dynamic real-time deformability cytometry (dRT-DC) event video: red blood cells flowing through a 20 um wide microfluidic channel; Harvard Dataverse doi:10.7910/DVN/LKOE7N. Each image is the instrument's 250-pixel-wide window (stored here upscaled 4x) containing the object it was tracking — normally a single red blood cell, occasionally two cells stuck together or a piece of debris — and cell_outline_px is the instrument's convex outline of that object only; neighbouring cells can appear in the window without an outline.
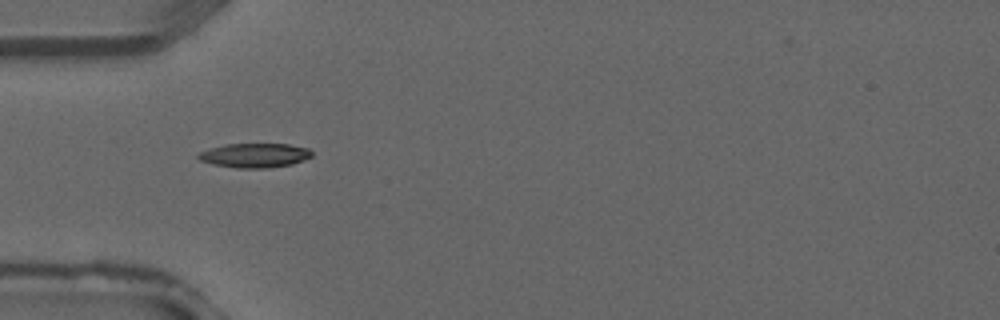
{"species": "common noctule bat (a hibernating species)", "species_latin": "Nyctalus noctula", "temperature_condition": "warm", "stored_images_in_passage": 27, "camera_frame_rate_fps": 3000, "um_per_image_px": 0.085, "animal": {"sex": "male", "forearm_length_mm": 52.5}, "frame": {"image": 1, "passage_image": 1, "time_ms": 0.0, "image_size_px": [1000, 320], "cell_outline_px": [[312, 156], [304, 160], [292, 164], [268, 168], [236, 168], [212, 164], [200, 160], [196, 156], [200, 152], [208, 148], [224, 144], [288, 144], [308, 148], [312, 152]], "centroid_in_image_um": [21.63, 13.2], "position_along_channel_um": 63.4, "area_um2": 16.18}}
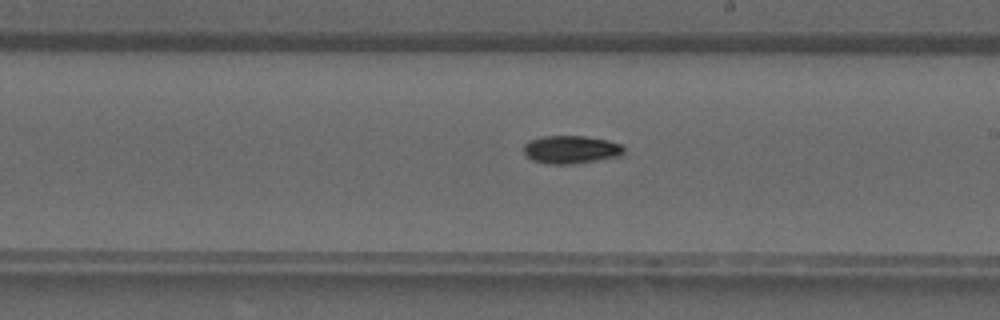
{"frame": {"image": 2, "passage_image": 11, "time_ms": 3.333, "image_size_px": [1000, 320], "cell_outline_px": [[624, 156], [568, 164], [548, 164], [532, 160], [524, 152], [524, 144], [532, 140], [544, 136], [584, 136], [608, 140], [620, 144], [624, 148]], "centroid_in_image_um": [48.57, 12.71], "position_along_channel_um": 240.4, "area_um2": 16.24}}
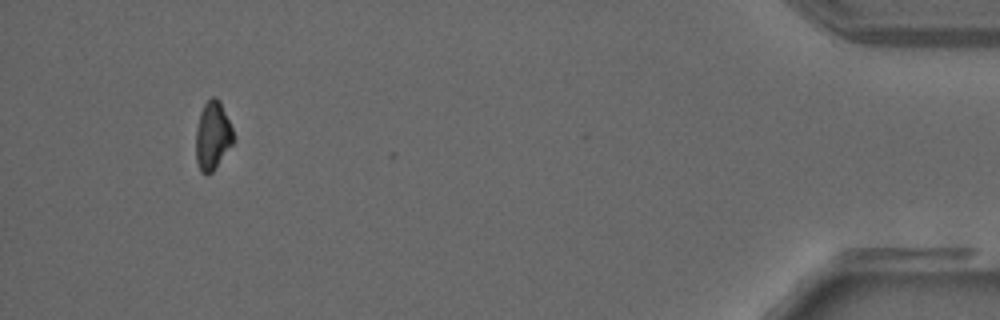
{"frame": {"image": 3, "passage_image": 25, "time_ms": 8.0, "image_size_px": [1000, 320], "cell_outline_px": [[236, 136], [232, 144], [212, 172], [200, 172], [196, 160], [196, 128], [200, 112], [204, 104], [212, 96], [216, 96], [220, 100]], "centroid_in_image_um": [18.08, 11.49], "position_along_channel_um": 417.1, "area_um2": 14.97}}